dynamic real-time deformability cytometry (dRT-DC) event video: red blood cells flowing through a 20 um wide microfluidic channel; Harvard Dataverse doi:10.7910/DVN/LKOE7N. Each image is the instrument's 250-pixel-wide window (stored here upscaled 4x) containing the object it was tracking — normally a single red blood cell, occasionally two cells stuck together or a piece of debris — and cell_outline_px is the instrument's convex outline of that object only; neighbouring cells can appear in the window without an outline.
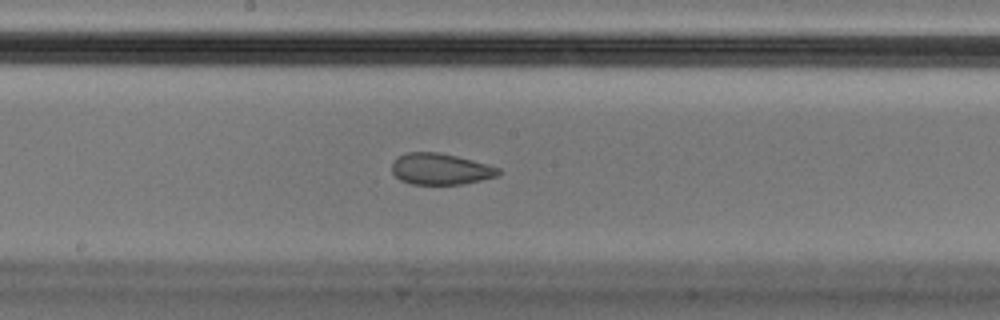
{"species": "Egyptian fruit bat (a non-hibernating species)", "species_latin": "Rousettus aegyptiacus", "temperature_condition": "cold", "stored_images_in_passage": 36, "camera_frame_rate_fps": 3000, "um_per_image_px": 0.085, "animal": {"sex": "male"}, "frame": {"image": 1, "passage_image": 21, "time_ms": 6.667, "image_size_px": [1000, 320], "cell_outline_px": [[500, 172], [496, 176], [480, 180], [460, 184], [412, 184], [400, 180], [392, 172], [392, 164], [400, 156], [408, 152], [440, 152], [488, 164], [500, 168]], "centroid_in_image_um": [37.44, 14.36], "position_along_channel_um": 210.8, "area_um2": 19.19}, "authors_computed_cell_mechanics": {"area_um2": 20.4323, "velocity_mm_per_s": 3.6818, "shape_relaxation_time_tau1_ms": null, "shape_relaxation_time_tau2_ms": 1.1168, "deformation_change_tau1": null, "deformation_change_tau2": 0.057}}